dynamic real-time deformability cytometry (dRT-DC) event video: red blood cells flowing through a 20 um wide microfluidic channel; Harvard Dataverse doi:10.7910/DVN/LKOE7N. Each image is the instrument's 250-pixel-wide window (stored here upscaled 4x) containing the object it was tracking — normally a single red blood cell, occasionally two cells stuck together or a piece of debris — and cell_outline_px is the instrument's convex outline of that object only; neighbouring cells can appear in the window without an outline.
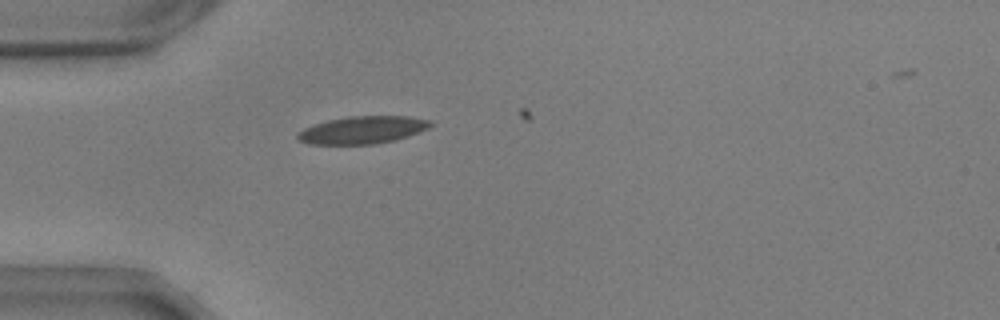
{"species": "common noctule bat (a hibernating species)", "species_latin": "Nyctalus noctula", "temperature_condition": "warm", "stored_images_in_passage": 9, "camera_frame_rate_fps": 3000, "um_per_image_px": 0.085, "animal": {"sex": "male", "body_mass_g": 17.9, "forearm_length_mm": 54.2}, "frame": {"image": 1, "passage_image": 5, "time_ms": 1.333, "image_size_px": [1000, 320], "cell_outline_px": [[432, 124], [428, 128], [408, 136], [396, 140], [376, 144], [308, 144], [300, 140], [296, 136], [296, 132], [304, 128], [328, 120], [348, 116], [408, 116], [432, 120]], "centroid_in_image_um": [30.82, 11.04], "position_along_channel_um": 54.2, "area_um2": 21.33}}